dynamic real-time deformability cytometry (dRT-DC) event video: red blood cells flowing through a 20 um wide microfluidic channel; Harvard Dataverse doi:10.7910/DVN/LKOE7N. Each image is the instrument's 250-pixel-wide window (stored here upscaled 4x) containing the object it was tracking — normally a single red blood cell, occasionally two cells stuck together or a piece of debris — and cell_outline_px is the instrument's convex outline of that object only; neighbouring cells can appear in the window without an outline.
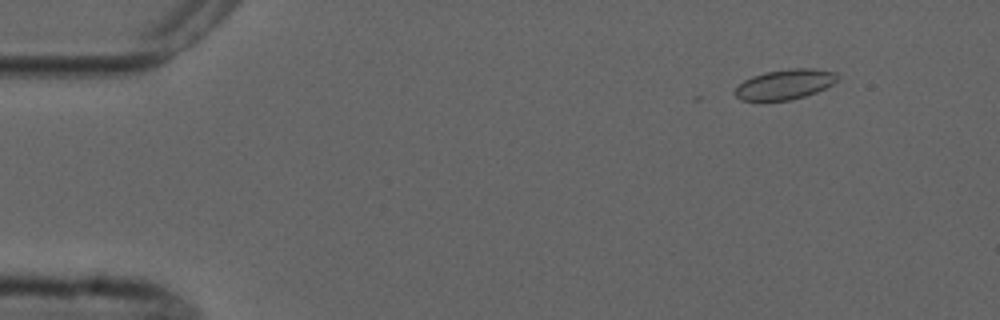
{"species": "common noctule bat (a hibernating species)", "species_latin": "Nyctalus noctula", "temperature_condition": "cold", "stored_images_in_passage": 4, "camera_frame_rate_fps": 3000, "um_per_image_px": 0.085, "animal": {"sex": "male", "forearm_length_mm": 52.5}, "frame": {"image": 1, "passage_image": 2, "time_ms": 1.333, "image_size_px": [1000, 320], "cell_outline_px": [[840, 76], [832, 84], [816, 92], [804, 96], [788, 100], [740, 100], [732, 92], [744, 80], [752, 76], [764, 72], [788, 68], [812, 68], [836, 72]], "centroid_in_image_um": [66.71, 7.15], "position_along_channel_um": 18.3, "area_um2": 17.92}}